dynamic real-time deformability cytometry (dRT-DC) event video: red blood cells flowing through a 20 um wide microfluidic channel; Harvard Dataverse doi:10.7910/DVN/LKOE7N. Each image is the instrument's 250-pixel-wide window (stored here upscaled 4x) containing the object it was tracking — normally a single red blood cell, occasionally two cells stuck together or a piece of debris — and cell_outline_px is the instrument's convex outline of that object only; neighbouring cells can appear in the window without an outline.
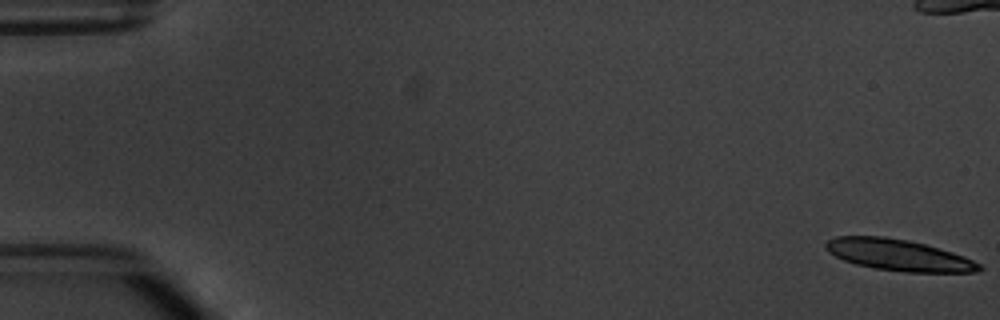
{"species": "common noctule bat (a hibernating species)", "species_latin": "Nyctalus noctula", "temperature_condition": "warm", "stored_images_in_passage": 11, "camera_frame_rate_fps": 3000, "um_per_image_px": 0.085, "animal": {"sex": "male", "body_mass_g": 20.1, "forearm_length_mm": 53.5}, "frame": {"image": 1, "passage_image": 1, "time_ms": 0.0, "image_size_px": [1000, 320], "cell_outline_px": [[984, 268], [980, 272], [904, 272], [872, 268], [856, 264], [844, 260], [828, 252], [824, 248], [824, 244], [828, 240], [836, 236], [884, 236], [908, 240], [924, 244], [952, 252], [964, 256], [980, 264]], "centroid_in_image_um": [76.37, 21.68], "position_along_channel_um": 8.6, "area_um2": 28.09}}